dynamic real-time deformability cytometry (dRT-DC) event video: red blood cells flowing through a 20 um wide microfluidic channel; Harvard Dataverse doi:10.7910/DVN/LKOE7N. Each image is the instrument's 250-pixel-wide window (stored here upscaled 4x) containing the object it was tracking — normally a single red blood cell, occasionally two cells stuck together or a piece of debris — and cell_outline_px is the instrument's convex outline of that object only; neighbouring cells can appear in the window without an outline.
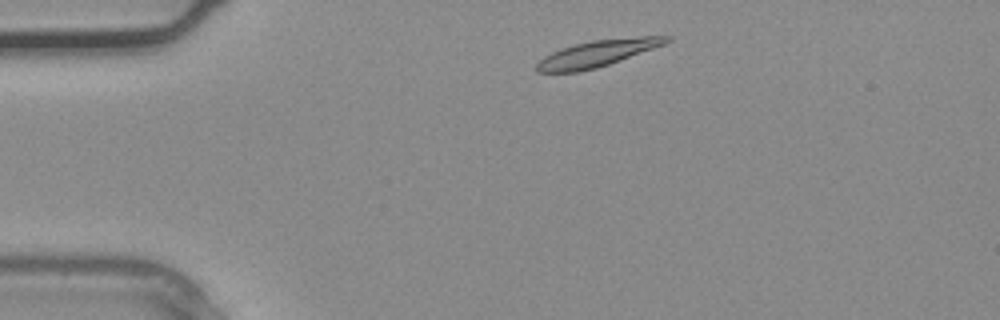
{"species": "common noctule bat (a hibernating species)", "species_latin": "Nyctalus noctula", "temperature_condition": "warm", "stored_images_in_passage": 2, "camera_frame_rate_fps": 3000, "um_per_image_px": 0.085, "animal": {"sex": "male", "body_mass_g": 20.4}, "frame": {"image": 1, "passage_image": 1, "time_ms": 0.0, "image_size_px": [1000, 320], "cell_outline_px": [[672, 40], [664, 44], [608, 64], [596, 68], [580, 72], [536, 72], [536, 64], [544, 56], [560, 48], [592, 40], [640, 36], [672, 36]], "centroid_in_image_um": [50.75, 4.54], "position_along_channel_um": 34.3, "area_um2": 19.83}}